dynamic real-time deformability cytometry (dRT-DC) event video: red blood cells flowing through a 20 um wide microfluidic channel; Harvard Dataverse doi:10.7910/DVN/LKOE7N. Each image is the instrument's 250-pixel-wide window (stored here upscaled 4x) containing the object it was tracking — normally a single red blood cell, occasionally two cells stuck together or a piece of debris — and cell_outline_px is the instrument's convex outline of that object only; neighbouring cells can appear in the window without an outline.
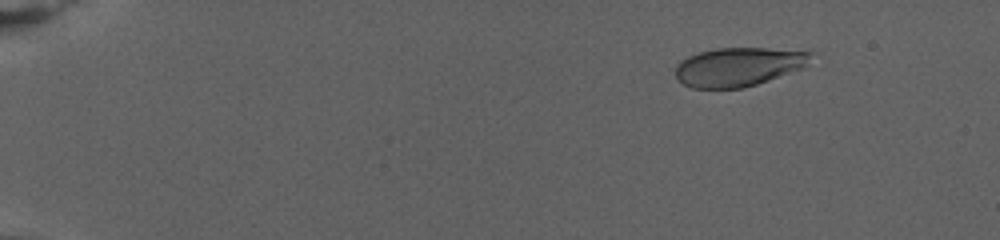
{"species": "human", "species_latin": "Homo sapiens", "temperature_condition": "warm", "stored_images_in_passage": 81, "camera_frame_rate_fps": 3000, "um_per_image_px": 0.085, "donor": {"sex": "female"}, "frame": {"image": 1, "passage_image": 12, "time_ms": 3.667, "image_size_px": [1000, 240], "cell_outline_px": [[812, 52], [808, 64], [804, 68], [756, 84], [740, 88], [692, 88], [676, 80], [676, 64], [680, 60], [688, 56], [700, 52], [716, 48], [764, 48]], "centroid_in_image_um": [62.74, 5.68], "position_along_channel_um": 22.3, "area_um2": 30.52}}
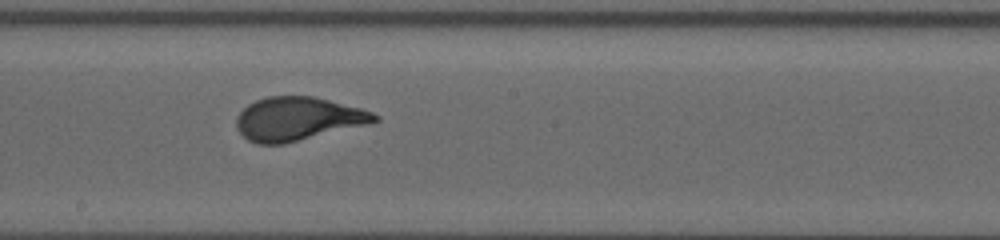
{"frame": {"image": 2, "passage_image": 49, "time_ms": 16.0, "image_size_px": [1000, 240], "cell_outline_px": [[380, 120], [368, 124], [284, 144], [256, 144], [248, 140], [236, 128], [236, 116], [248, 104], [256, 100], [268, 96], [312, 96], [360, 108], [372, 112], [380, 116]], "centroid_in_image_um": [25.3, 10.1], "position_along_channel_um": 222.9, "area_um2": 34.91}}
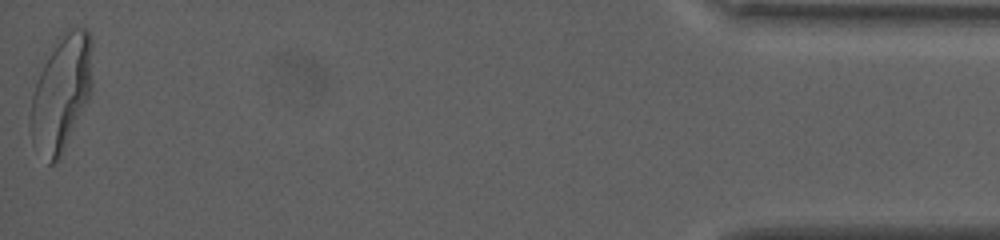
{"frame": {"image": 3, "passage_image": 81, "time_ms": 26.667, "image_size_px": [1000, 240], "cell_outline_px": [[92, 88], [88, 100], [60, 160], [56, 164], [48, 164], [32, 144], [28, 116], [32, 96], [40, 72], [56, 36], [72, 28], [88, 28], [92, 36]], "centroid_in_image_um": [5.21, 7.92], "position_along_channel_um": 430.0, "area_um2": 42.71}, "authors_computed_cell_mechanics": {"area_um2": 34.2754, "velocity_mm_per_s": 2.6921, "shape_relaxation_time_tau1_ms": 5.6339, "shape_relaxation_time_tau2_ms": null, "deformation_change_tau1": 0.2106, "deformation_change_tau2": null}}